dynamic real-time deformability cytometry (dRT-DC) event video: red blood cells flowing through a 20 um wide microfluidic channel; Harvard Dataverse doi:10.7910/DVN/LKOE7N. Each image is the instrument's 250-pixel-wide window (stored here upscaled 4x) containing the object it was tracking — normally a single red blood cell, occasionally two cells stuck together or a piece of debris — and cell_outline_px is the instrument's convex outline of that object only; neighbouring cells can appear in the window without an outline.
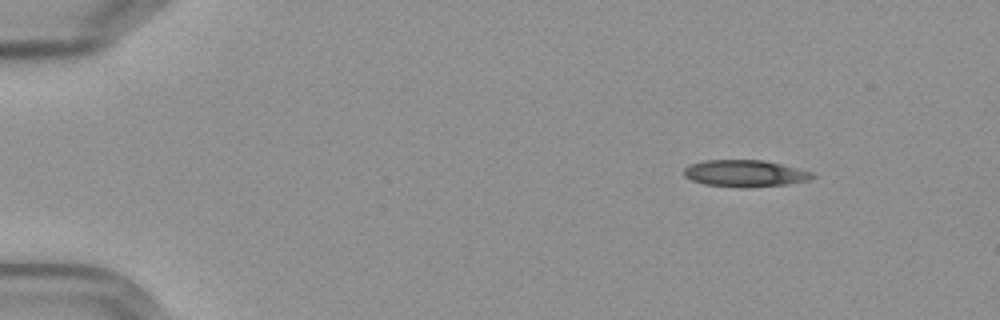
{"species": "Egyptian fruit bat (a non-hibernating species)", "species_latin": "Rousettus aegyptiacus", "temperature_condition": "cold", "stored_images_in_passage": 3, "camera_frame_rate_fps": 3000, "um_per_image_px": 0.085, "frame": {"image": 1, "passage_image": 1, "time_ms": 0.0, "image_size_px": [1000, 320], "cell_outline_px": [[816, 176], [808, 180], [788, 184], [704, 184], [692, 180], [684, 176], [684, 168], [692, 164], [704, 160], [764, 160], [812, 172]], "centroid_in_image_um": [63.31, 14.68], "position_along_channel_um": 21.7, "area_um2": 18.73}}